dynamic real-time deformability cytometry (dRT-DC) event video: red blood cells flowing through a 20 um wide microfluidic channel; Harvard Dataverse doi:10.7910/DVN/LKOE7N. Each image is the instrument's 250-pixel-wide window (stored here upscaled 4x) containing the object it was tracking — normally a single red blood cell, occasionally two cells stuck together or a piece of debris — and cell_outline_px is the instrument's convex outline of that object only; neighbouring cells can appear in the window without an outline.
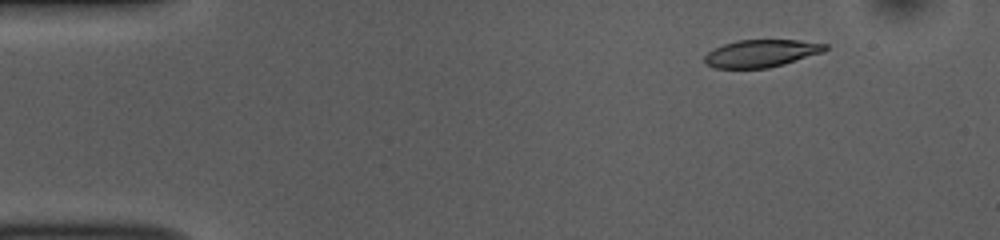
{"species": "common noctule bat (a hibernating species)", "species_latin": "Nyctalus noctula", "temperature_condition": "room temperature", "stored_images_in_passage": 52, "camera_frame_rate_fps": 3000, "um_per_image_px": 0.085, "animal": {"sex": "female", "body_mass_g": 10.0, "forearm_length_mm": 53.1}, "frame": {"image": 1, "passage_image": 6, "time_ms": 1.667, "image_size_px": [1000, 240], "cell_outline_px": [[828, 48], [824, 52], [784, 64], [768, 68], [712, 68], [704, 64], [704, 56], [708, 52], [724, 44], [736, 40], [800, 40], [828, 44]], "centroid_in_image_um": [64.71, 4.54], "position_along_channel_um": 20.3, "area_um2": 19.42}}
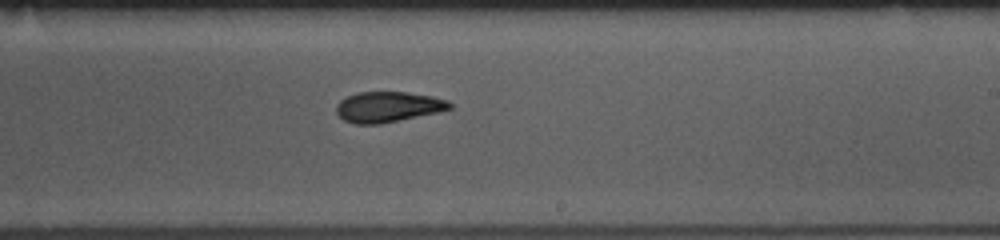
{"frame": {"image": 2, "passage_image": 31, "time_ms": 10.0, "image_size_px": [1000, 240], "cell_outline_px": [[452, 108], [436, 112], [380, 124], [356, 124], [344, 120], [336, 112], [336, 104], [340, 100], [356, 92], [408, 92], [432, 96], [448, 100], [452, 104]], "centroid_in_image_um": [32.96, 9.07], "position_along_channel_um": 256.0, "area_um2": 20.06}}
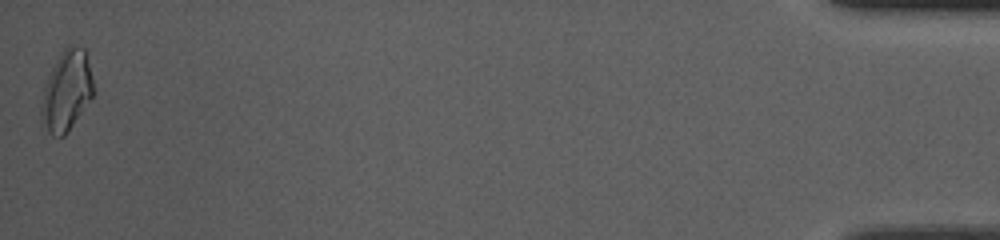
{"frame": {"image": 3, "passage_image": 52, "time_ms": 17.0, "image_size_px": [1000, 240], "cell_outline_px": [[92, 96], [64, 136], [52, 136], [40, 112], [40, 108], [44, 88], [48, 76], [60, 52], [68, 44], [72, 44], [84, 48], [92, 80]], "centroid_in_image_um": [5.65, 7.67], "position_along_channel_um": 429.6, "area_um2": 23.52}, "authors_computed_cell_mechanics": {"area_um2": 20.4901, "velocity_mm_per_s": 3.8123, "shape_relaxation_time_tau1_ms": 7.8104, "shape_relaxation_time_tau2_ms": 2.0852, "deformation_change_tau1": 0.2248, "deformation_change_tau2": 0.093}}